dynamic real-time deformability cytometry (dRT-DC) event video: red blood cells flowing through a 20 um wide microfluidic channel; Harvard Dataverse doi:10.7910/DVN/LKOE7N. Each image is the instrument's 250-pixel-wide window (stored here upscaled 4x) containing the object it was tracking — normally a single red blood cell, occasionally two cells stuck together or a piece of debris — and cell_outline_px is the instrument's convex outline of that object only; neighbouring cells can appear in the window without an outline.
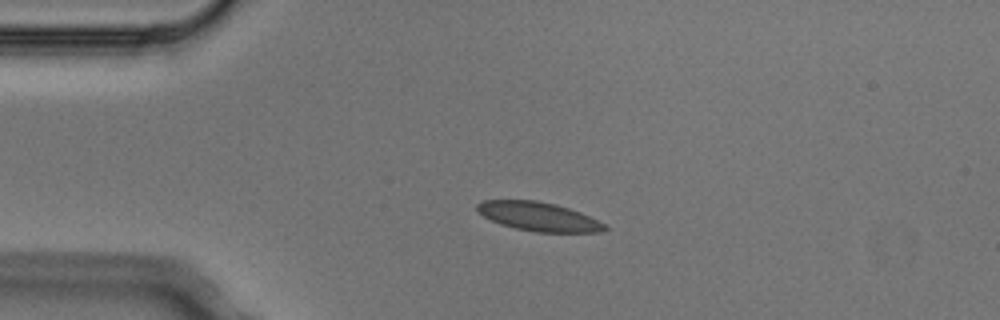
{"species": "Egyptian fruit bat (a non-hibernating species)", "species_latin": "Rousettus aegyptiacus", "temperature_condition": "cold", "stored_images_in_passage": 1, "camera_frame_rate_fps": 3000, "um_per_image_px": 0.085, "animal": {"sex": "male"}, "frame": {"image": 1, "passage_image": 1, "time_ms": 0.0, "image_size_px": [1000, 320], "cell_outline_px": [[608, 228], [600, 232], [536, 232], [516, 228], [500, 224], [484, 216], [476, 208], [476, 204], [484, 200], [536, 200], [556, 204], [580, 212], [604, 224]], "centroid_in_image_um": [45.76, 18.4], "position_along_channel_um": 39.2, "area_um2": 21.21}}